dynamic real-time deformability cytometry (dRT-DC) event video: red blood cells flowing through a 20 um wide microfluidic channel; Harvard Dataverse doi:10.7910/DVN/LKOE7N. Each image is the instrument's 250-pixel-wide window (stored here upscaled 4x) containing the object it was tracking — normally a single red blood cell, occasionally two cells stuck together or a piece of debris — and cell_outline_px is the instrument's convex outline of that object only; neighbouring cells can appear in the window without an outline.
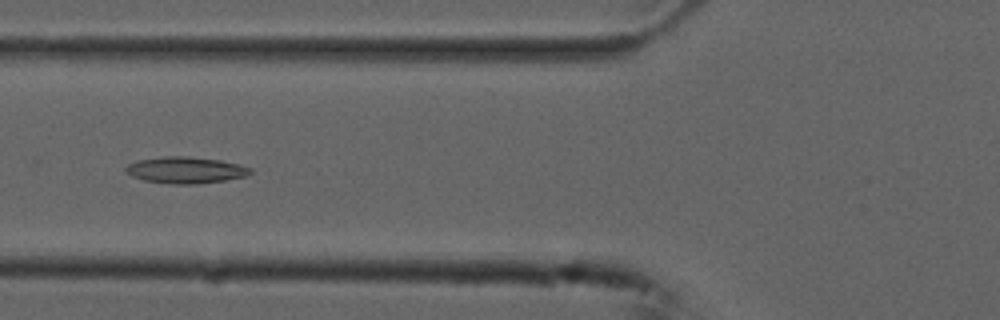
{"species": "common noctule bat (a hibernating species)", "species_latin": "Nyctalus noctula", "temperature_condition": "cold", "stored_images_in_passage": 44, "camera_frame_rate_fps": 3000, "um_per_image_px": 0.085, "animal": {"sex": "male", "forearm_length_mm": 52.5}, "frame": {"image": 1, "passage_image": 20, "time_ms": 6.333, "image_size_px": [1000, 320], "cell_outline_px": [[252, 172], [248, 176], [224, 180], [196, 184], [172, 184], [144, 180], [132, 176], [124, 168], [128, 164], [140, 160], [164, 156], [188, 156], [220, 160], [252, 168]], "centroid_in_image_um": [15.8, 14.46], "position_along_channel_um": 110.0, "area_um2": 19.07}}
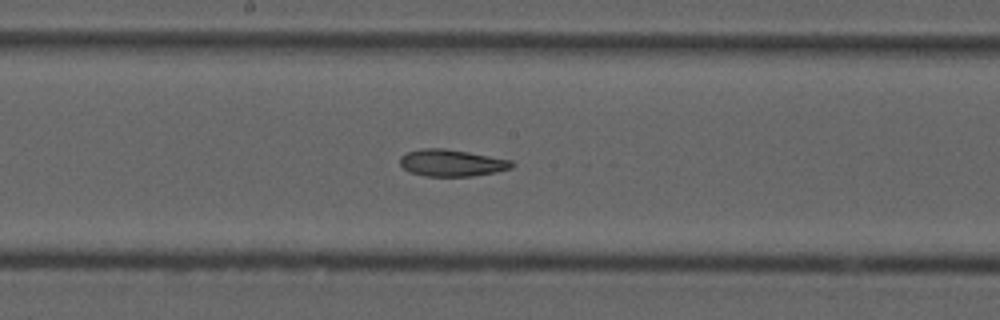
{"frame": {"image": 2, "passage_image": 28, "time_ms": 9.0, "image_size_px": [1000, 320], "cell_outline_px": [[516, 164], [512, 168], [496, 172], [472, 176], [424, 176], [412, 172], [404, 168], [400, 164], [400, 156], [408, 152], [424, 148], [444, 148], [468, 152], [512, 160]], "centroid_in_image_um": [38.43, 13.85], "position_along_channel_um": 209.8, "area_um2": 17.46}}
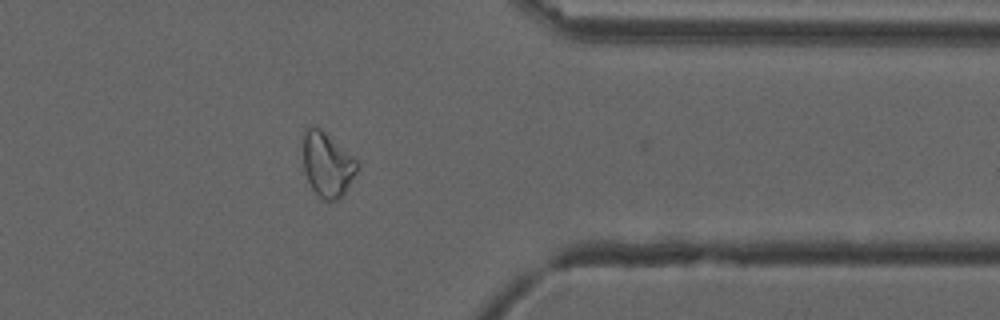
{"frame": {"image": 3, "passage_image": 43, "time_ms": 14.0, "image_size_px": [1000, 320], "cell_outline_px": [[360, 164], [352, 180], [340, 200], [324, 200], [312, 188], [304, 172], [304, 128], [320, 128], [352, 156]], "centroid_in_image_um": [27.83, 14.01], "position_along_channel_um": 383.6, "area_um2": 19.88}, "authors_computed_cell_mechanics": {"area_um2": 19.1318, "velocity_mm_per_s": 3.7314, "shape_relaxation_time_tau1_ms": null, "shape_relaxation_time_tau2_ms": 5.5967, "deformation_change_tau1": null, "deformation_change_tau2": 0.1316}}